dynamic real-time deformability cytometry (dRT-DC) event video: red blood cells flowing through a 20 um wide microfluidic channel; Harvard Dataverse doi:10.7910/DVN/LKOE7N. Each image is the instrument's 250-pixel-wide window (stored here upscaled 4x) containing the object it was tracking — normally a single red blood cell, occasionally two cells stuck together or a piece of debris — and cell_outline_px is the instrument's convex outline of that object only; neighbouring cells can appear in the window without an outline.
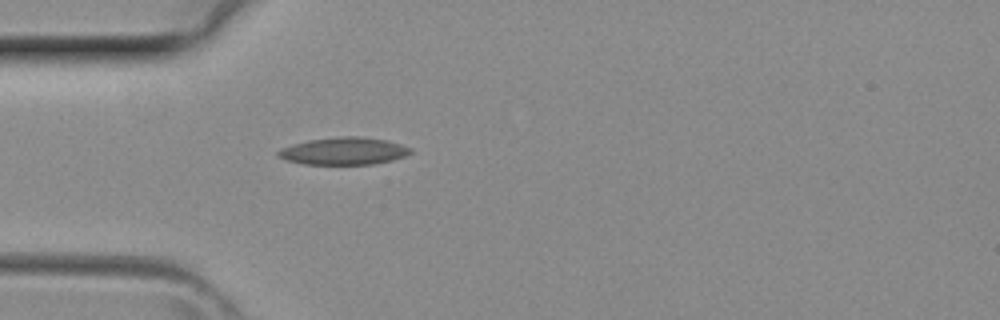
{"species": "common noctule bat (a hibernating species)", "species_latin": "Nyctalus noctula", "temperature_condition": "room temperature", "stored_images_in_passage": 1, "camera_frame_rate_fps": 3000, "um_per_image_px": 0.085, "animal": {"sex": "female", "body_mass_g": 29.2, "forearm_length_mm": 56.3}, "frame": {"image": 1, "passage_image": 1, "time_ms": 0.0, "image_size_px": [1000, 320], "cell_outline_px": [[412, 152], [404, 156], [392, 160], [376, 164], [304, 164], [284, 160], [276, 156], [276, 152], [280, 148], [292, 144], [308, 140], [340, 136], [360, 136], [388, 140], [412, 148]], "centroid_in_image_um": [29.19, 12.83], "position_along_channel_um": 55.8, "area_um2": 21.33}}